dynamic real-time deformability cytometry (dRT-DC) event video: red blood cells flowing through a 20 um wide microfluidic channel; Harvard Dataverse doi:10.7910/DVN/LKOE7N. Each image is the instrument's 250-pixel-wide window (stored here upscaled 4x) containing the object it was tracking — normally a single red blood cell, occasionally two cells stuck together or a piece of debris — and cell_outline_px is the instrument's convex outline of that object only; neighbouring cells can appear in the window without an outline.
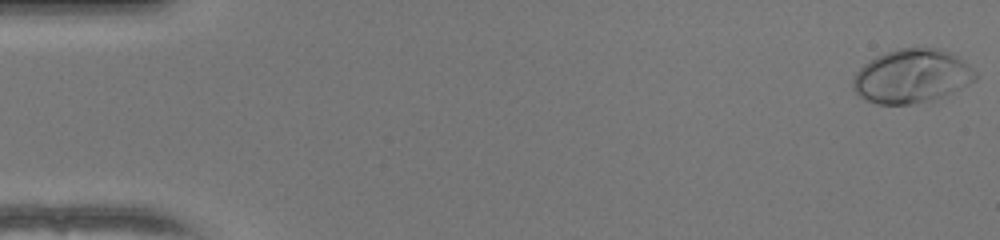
{"species": "human", "species_latin": "Homo sapiens", "temperature_condition": "warm", "stored_images_in_passage": 51, "camera_frame_rate_fps": 3000, "um_per_image_px": 0.085, "donor": {"sex": "female"}, "frame": {"image": 1, "passage_image": 1, "time_ms": 0.0, "image_size_px": [1000, 240], "cell_outline_px": [[980, 76], [976, 80], [968, 84], [932, 100], [912, 104], [876, 104], [860, 96], [852, 88], [852, 80], [856, 72], [864, 64], [876, 56], [900, 48], [936, 48], [948, 52], [956, 56], [976, 72]], "centroid_in_image_um": [77.48, 6.48], "position_along_channel_um": 7.5, "area_um2": 37.92}}
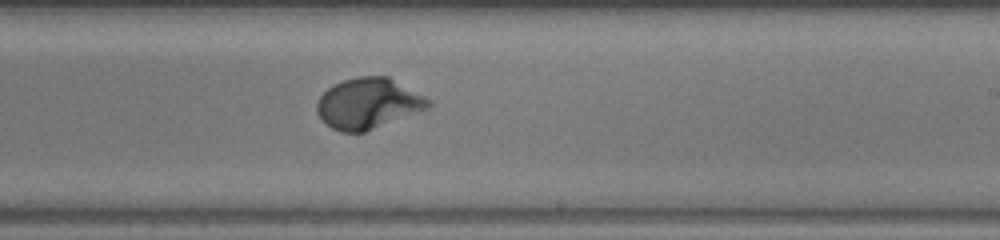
{"frame": {"image": 2, "passage_image": 31, "time_ms": 10.0, "image_size_px": [1000, 240], "cell_outline_px": [[432, 104], [428, 108], [364, 132], [340, 132], [332, 128], [316, 112], [316, 104], [320, 96], [328, 88], [344, 80], [360, 76], [388, 76], [432, 100]], "centroid_in_image_um": [31.31, 8.79], "position_along_channel_um": 257.7, "area_um2": 32.54}}
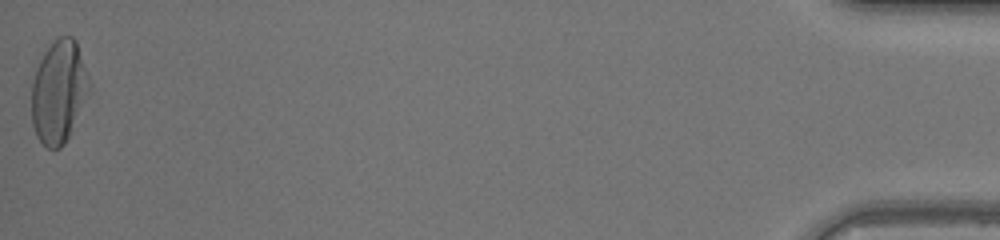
{"frame": {"image": 3, "passage_image": 51, "time_ms": 16.667, "image_size_px": [1000, 240], "cell_outline_px": [[92, 84], [68, 136], [64, 144], [60, 148], [48, 148], [36, 136], [32, 124], [32, 84], [36, 68], [44, 52], [60, 36], [72, 36], [76, 40]], "centroid_in_image_um": [5.0, 7.77], "position_along_channel_um": 430.2, "area_um2": 34.1}}